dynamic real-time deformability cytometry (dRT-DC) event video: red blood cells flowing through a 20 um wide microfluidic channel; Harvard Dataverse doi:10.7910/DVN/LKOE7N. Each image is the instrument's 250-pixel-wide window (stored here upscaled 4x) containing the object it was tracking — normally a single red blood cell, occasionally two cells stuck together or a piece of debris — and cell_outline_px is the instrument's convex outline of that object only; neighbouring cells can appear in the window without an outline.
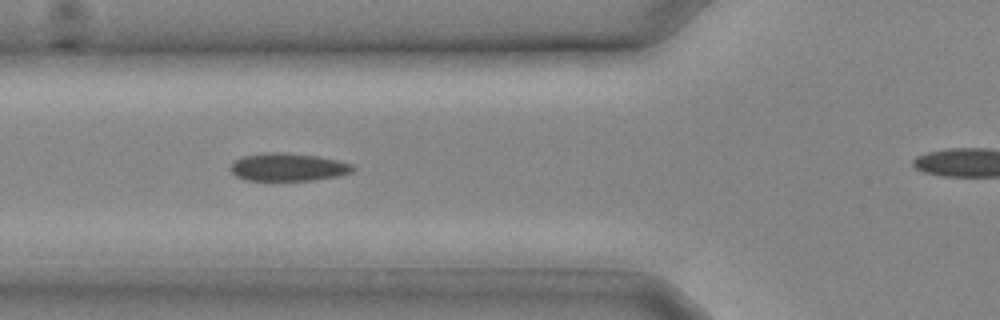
{"species": "common noctule bat (a hibernating species)", "species_latin": "Nyctalus noctula", "temperature_condition": "cold", "stored_images_in_passage": 17, "camera_frame_rate_fps": 3000, "um_per_image_px": 0.085, "animal": {"sex": "male", "body_mass_g": 20.4}, "frame": {"image": 1, "passage_image": 4, "time_ms": 1.0, "image_size_px": [1000, 320], "cell_outline_px": [[356, 168], [352, 172], [340, 176], [312, 180], [244, 180], [236, 176], [232, 172], [232, 164], [236, 160], [244, 156], [264, 152], [284, 152], [320, 156], [352, 164]], "centroid_in_image_um": [24.53, 14.2], "position_along_channel_um": 101.3, "area_um2": 19.88}}
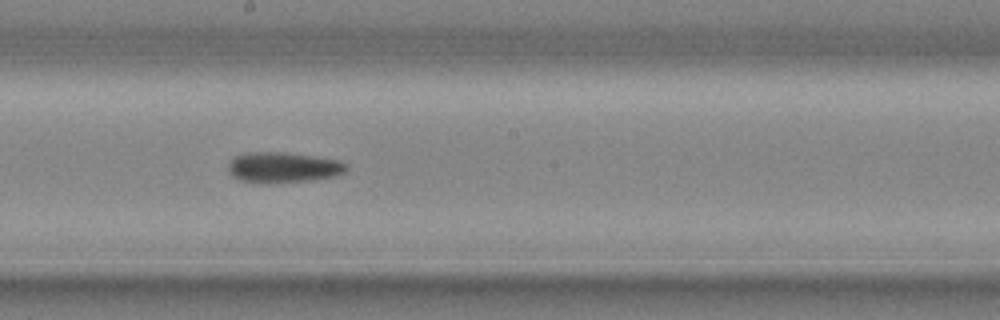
{"frame": {"image": 2, "passage_image": 9, "time_ms": 2.667, "image_size_px": [1000, 320], "cell_outline_px": [[348, 168], [344, 172], [336, 176], [312, 180], [256, 184], [240, 180], [232, 176], [228, 172], [228, 164], [236, 156], [248, 152], [284, 152], [316, 156], [336, 160], [348, 164]], "centroid_in_image_um": [24.05, 14.24], "position_along_channel_um": 224.1, "area_um2": 21.21}}
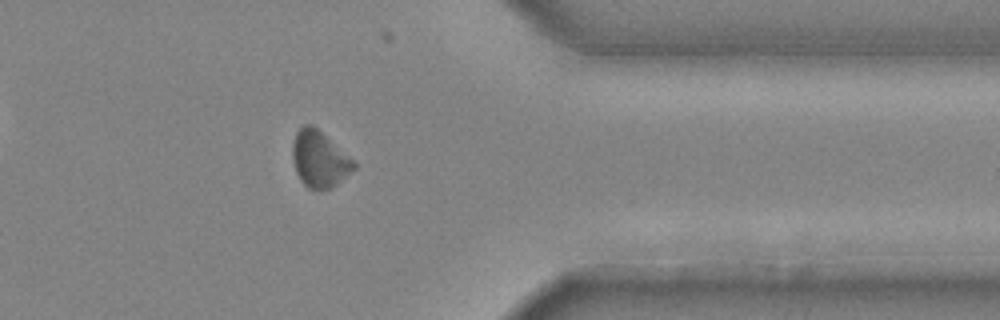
{"frame": {"image": 3, "passage_image": 16, "time_ms": 5.0, "image_size_px": [1000, 320], "cell_outline_px": [[356, 168], [332, 188], [320, 192], [308, 188], [300, 180], [296, 172], [292, 156], [292, 144], [296, 132], [304, 124], [312, 124], [352, 160], [356, 164]], "centroid_in_image_um": [27.12, 13.57], "position_along_channel_um": 384.3, "area_um2": 20.0}}